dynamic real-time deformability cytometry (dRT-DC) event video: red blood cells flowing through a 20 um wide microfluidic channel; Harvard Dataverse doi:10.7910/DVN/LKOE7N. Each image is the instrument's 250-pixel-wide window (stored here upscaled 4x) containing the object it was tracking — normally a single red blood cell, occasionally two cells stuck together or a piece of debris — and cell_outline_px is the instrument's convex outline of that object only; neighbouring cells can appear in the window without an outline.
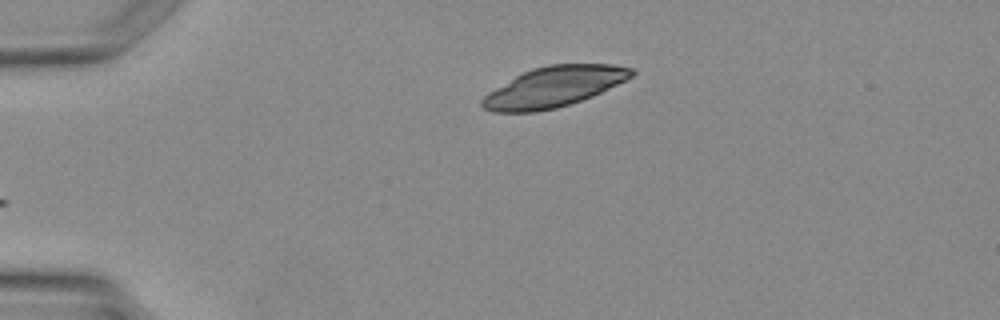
{"species": "Egyptian fruit bat (a non-hibernating species)", "species_latin": "Rousettus aegyptiacus", "temperature_condition": "warm", "stored_images_in_passage": 3, "segment_of_instrument_passage": [1, 2], "camera_frame_rate_fps": 3000, "um_per_image_px": 0.085, "animal": {"sex": "female"}, "frame": {"image": 1, "passage_image": 1, "time_ms": 0.0, "image_size_px": [1000, 320], "cell_outline_px": [[636, 72], [632, 76], [592, 96], [556, 108], [536, 112], [492, 112], [484, 108], [480, 104], [480, 100], [488, 92], [516, 76], [532, 68], [548, 64], [612, 64], [636, 68]], "centroid_in_image_um": [47.06, 7.37], "position_along_channel_um": 37.9, "area_um2": 34.91}}